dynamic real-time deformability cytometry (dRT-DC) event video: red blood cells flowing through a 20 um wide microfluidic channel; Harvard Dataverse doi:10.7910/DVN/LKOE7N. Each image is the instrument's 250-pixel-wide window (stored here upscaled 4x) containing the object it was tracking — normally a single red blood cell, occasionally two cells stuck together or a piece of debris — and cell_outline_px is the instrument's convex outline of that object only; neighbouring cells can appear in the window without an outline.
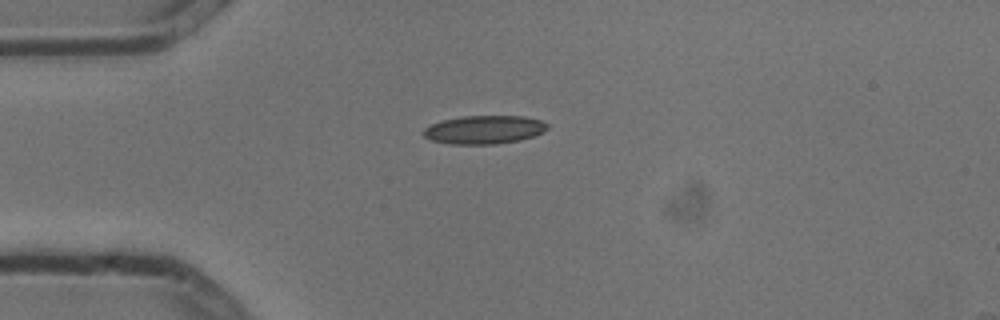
{"species": "common noctule bat (a hibernating species)", "species_latin": "Nyctalus noctula", "temperature_condition": "cold", "stored_images_in_passage": 2, "camera_frame_rate_fps": 3000, "um_per_image_px": 0.085, "animal": {"sex": "male", "body_mass_g": 13.3}, "frame": {"image": 1, "passage_image": 1, "time_ms": 0.0, "image_size_px": [1000, 320], "cell_outline_px": [[548, 128], [544, 132], [520, 140], [496, 144], [452, 144], [432, 140], [424, 136], [420, 132], [424, 128], [432, 124], [444, 120], [464, 116], [524, 116], [540, 120], [548, 124]], "centroid_in_image_um": [41.16, 11.02], "position_along_channel_um": 43.8, "area_um2": 20.46}}